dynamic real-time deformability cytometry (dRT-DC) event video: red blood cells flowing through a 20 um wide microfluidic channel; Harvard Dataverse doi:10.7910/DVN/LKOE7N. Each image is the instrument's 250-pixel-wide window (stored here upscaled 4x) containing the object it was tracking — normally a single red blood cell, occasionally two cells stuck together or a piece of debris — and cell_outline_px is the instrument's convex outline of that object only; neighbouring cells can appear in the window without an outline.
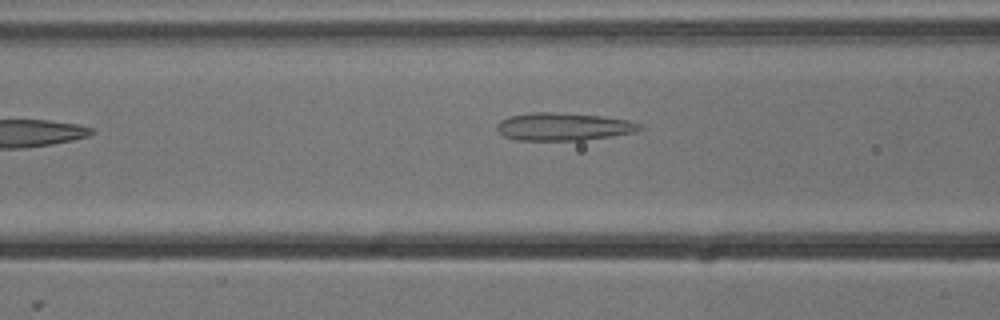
{"species": "common noctule bat (a hibernating species)", "species_latin": "Nyctalus noctula", "temperature_condition": "cold", "stored_images_in_passage": 6, "camera_frame_rate_fps": 3000, "um_per_image_px": 0.085, "animal": {"sex": "male", "body_mass_g": 13.3}, "frame": {"image": 1, "passage_image": 5, "time_ms": 1.333, "image_size_px": [1000, 320], "cell_outline_px": [[644, 128], [636, 132], [612, 136], [584, 140], [516, 140], [504, 136], [496, 128], [496, 124], [500, 120], [508, 116], [532, 112], [556, 112], [604, 116], [628, 120], [640, 124]], "centroid_in_image_um": [47.9, 10.76], "position_along_channel_um": 118.7, "area_um2": 23.29}}
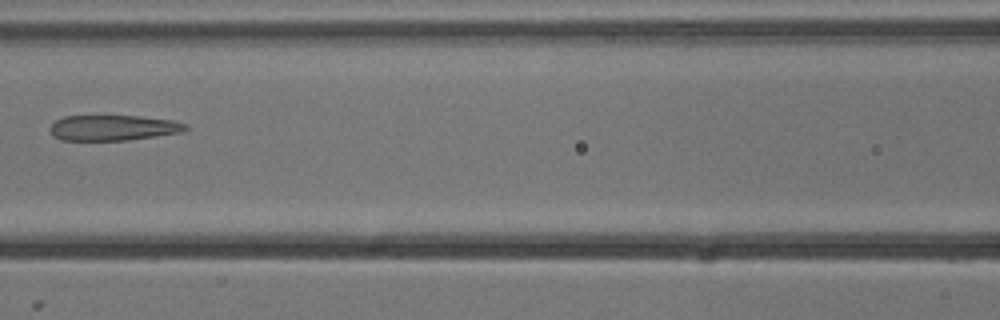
{"frame": {"image": 2, "passage_image": 6, "time_ms": 1.667, "image_size_px": [1000, 320], "cell_outline_px": [[188, 128], [184, 132], [128, 140], [60, 140], [52, 136], [48, 128], [56, 120], [64, 116], [140, 116], [172, 120], [188, 124]], "centroid_in_image_um": [9.61, 10.86], "position_along_channel_um": 157.0, "area_um2": 20.29}}